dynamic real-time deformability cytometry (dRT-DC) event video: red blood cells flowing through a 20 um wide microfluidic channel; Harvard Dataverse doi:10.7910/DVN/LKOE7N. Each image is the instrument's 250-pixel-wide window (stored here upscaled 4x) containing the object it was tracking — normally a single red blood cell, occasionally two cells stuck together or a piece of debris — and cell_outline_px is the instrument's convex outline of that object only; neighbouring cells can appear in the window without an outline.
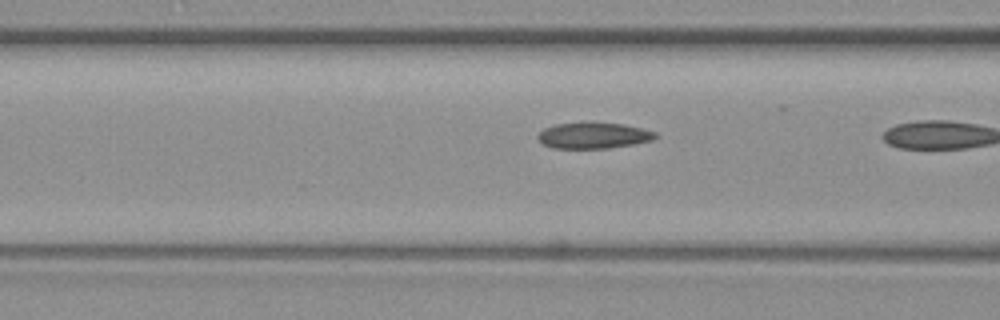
{"species": "common noctule bat (a hibernating species)", "species_latin": "Nyctalus noctula", "temperature_condition": "warm", "stored_images_in_passage": 17, "camera_frame_rate_fps": 3000, "um_per_image_px": 0.085, "animal": {"sex": "female", "body_mass_g": 19.3, "forearm_length_mm": 54.1}, "frame": {"image": 1, "passage_image": 16, "time_ms": 5.0, "image_size_px": [1000, 320], "cell_outline_px": [[656, 136], [652, 140], [632, 144], [608, 148], [552, 148], [544, 144], [536, 136], [544, 128], [556, 124], [592, 120], [624, 124], [656, 132]], "centroid_in_image_um": [50.42, 11.48], "position_along_channel_um": 116.2, "area_um2": 18.15}}